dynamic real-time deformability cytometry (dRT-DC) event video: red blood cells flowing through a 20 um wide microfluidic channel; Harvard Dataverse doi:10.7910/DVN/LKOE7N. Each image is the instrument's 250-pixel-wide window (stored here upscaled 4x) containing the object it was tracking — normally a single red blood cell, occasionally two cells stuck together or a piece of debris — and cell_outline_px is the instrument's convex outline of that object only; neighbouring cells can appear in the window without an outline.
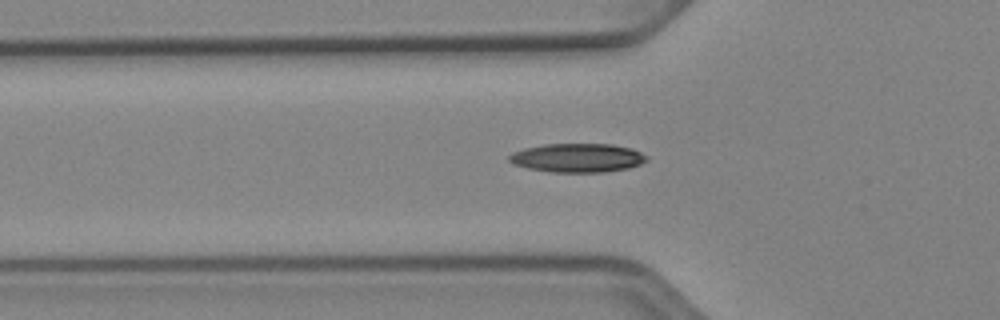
{"species": "Egyptian fruit bat (a non-hibernating species)", "species_latin": "Rousettus aegyptiacus", "temperature_condition": "cold", "stored_images_in_passage": 38, "camera_frame_rate_fps": 3000, "um_per_image_px": 0.085, "animal": {"sex": "female"}, "frame": {"image": 1, "passage_image": 6, "time_ms": 1.667, "image_size_px": [1000, 320], "cell_outline_px": [[648, 160], [640, 164], [628, 168], [604, 172], [548, 172], [528, 168], [512, 164], [508, 160], [508, 156], [512, 152], [524, 148], [544, 144], [612, 144], [632, 148], [648, 156]], "centroid_in_image_um": [49.07, 13.41], "position_along_channel_um": 76.7, "area_um2": 23.29}}
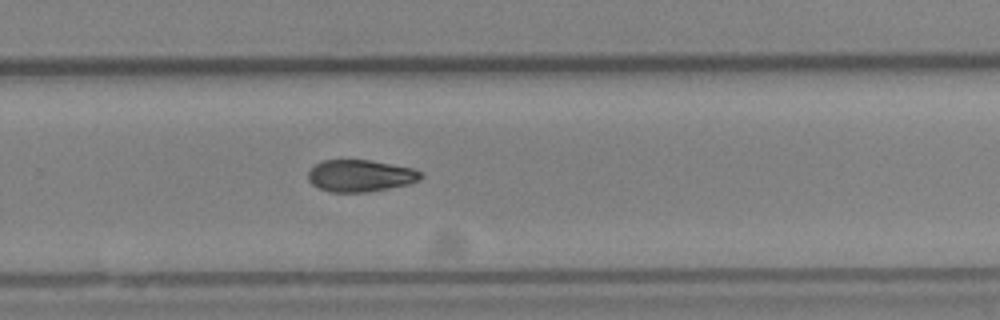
{"frame": {"image": 2, "passage_image": 23, "time_ms": 7.333, "image_size_px": [1000, 320], "cell_outline_px": [[424, 176], [420, 180], [408, 184], [388, 188], [364, 192], [332, 192], [320, 188], [312, 184], [308, 180], [308, 172], [316, 164], [324, 160], [372, 160], [412, 168], [420, 172]], "centroid_in_image_um": [30.64, 14.93], "position_along_channel_um": 299.2, "area_um2": 20.81}}
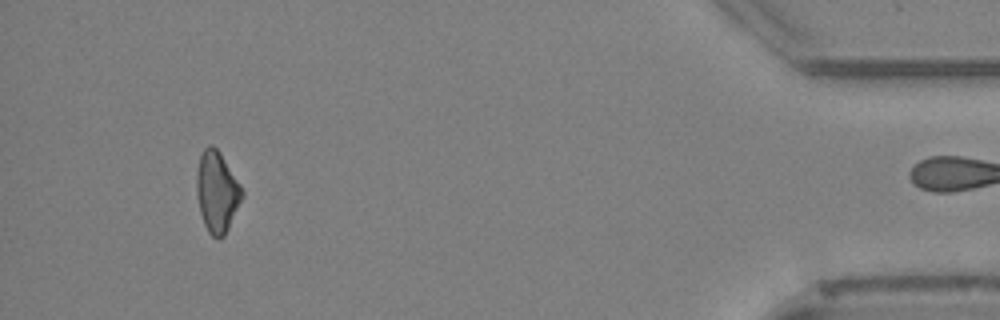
{"frame": {"image": 3, "passage_image": 37, "time_ms": 12.0, "image_size_px": [1000, 320], "cell_outline_px": [[244, 196], [224, 236], [220, 240], [216, 240], [208, 232], [204, 224], [200, 212], [196, 196], [196, 172], [200, 156], [204, 148], [208, 144], [212, 144], [220, 152], [240, 184], [244, 192]], "centroid_in_image_um": [18.43, 16.32], "position_along_channel_um": 416.8, "area_um2": 21.68}, "authors_computed_cell_mechanics": {"area_um2": 21.675, "velocity_mm_per_s": 3.9377, "shape_relaxation_time_tau1_ms": 5.554, "shape_relaxation_time_tau2_ms": null, "deformation_change_tau1": 0.1264, "deformation_change_tau2": null}}